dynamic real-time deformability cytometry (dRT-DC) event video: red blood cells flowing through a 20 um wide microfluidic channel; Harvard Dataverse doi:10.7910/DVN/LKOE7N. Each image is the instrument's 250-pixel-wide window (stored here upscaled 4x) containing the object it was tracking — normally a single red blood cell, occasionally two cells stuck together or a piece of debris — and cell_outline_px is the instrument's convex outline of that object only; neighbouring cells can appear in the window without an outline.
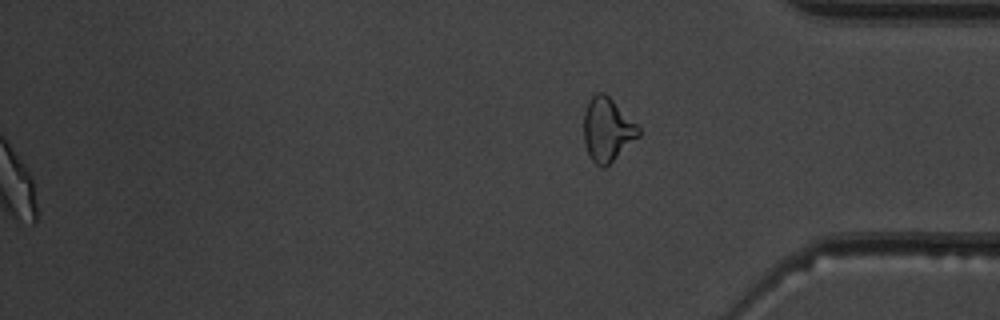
{"species": "common noctule bat (a hibernating species)", "species_latin": "Nyctalus noctula", "temperature_condition": "warm", "stored_images_in_passage": 39, "segment_of_instrument_passage": [2, 2], "camera_frame_rate_fps": 3000, "um_per_image_px": 0.085, "animal": {"sex": "male", "body_mass_g": 19.5, "forearm_length_mm": 54.6}, "frame": {"image": 1, "passage_image": 39, "time_ms": 12.667, "image_size_px": [1000, 320], "cell_outline_px": [[640, 136], [604, 168], [596, 164], [592, 160], [584, 144], [584, 112], [588, 100], [596, 92], [604, 92], [640, 128]], "centroid_in_image_um": [51.6, 11.01], "position_along_channel_um": 383.6, "area_um2": 20.06}}